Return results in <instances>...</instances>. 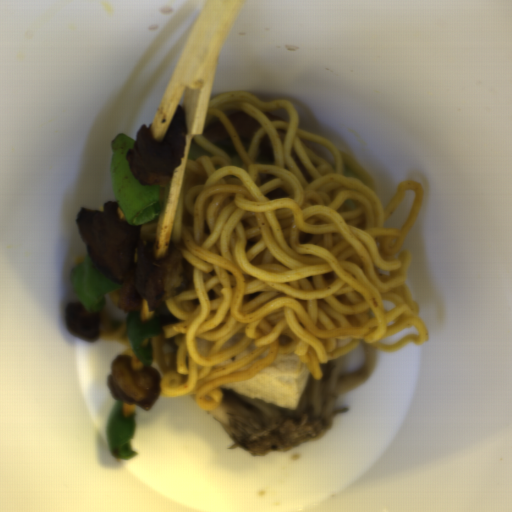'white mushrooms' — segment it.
Returning a JSON list of instances; mask_svg holds the SVG:
<instances>
[{"instance_id":"1","label":"white mushrooms","mask_w":512,"mask_h":512,"mask_svg":"<svg viewBox=\"0 0 512 512\" xmlns=\"http://www.w3.org/2000/svg\"><path fill=\"white\" fill-rule=\"evenodd\" d=\"M363 346L366 358L357 372L344 374L339 356L321 363L319 380L309 373L295 409H285L232 389H219L220 405L207 411L233 440L227 450L244 448L252 456L260 457L320 440L332 428L334 418L349 409H336L339 395L358 389L376 369V349Z\"/></svg>"}]
</instances>
